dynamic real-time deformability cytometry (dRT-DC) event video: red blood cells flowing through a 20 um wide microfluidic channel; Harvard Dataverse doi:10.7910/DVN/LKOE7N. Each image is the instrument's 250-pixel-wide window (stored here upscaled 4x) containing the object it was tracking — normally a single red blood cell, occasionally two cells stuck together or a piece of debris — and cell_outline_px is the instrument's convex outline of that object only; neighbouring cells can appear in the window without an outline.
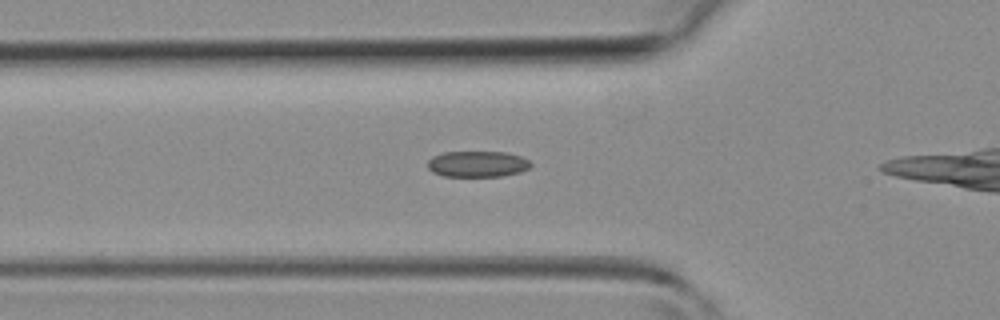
{"species": "common noctule bat (a hibernating species)", "species_latin": "Nyctalus noctula", "temperature_condition": "room temperature", "stored_images_in_passage": 18, "camera_frame_rate_fps": 3000, "um_per_image_px": 0.085, "animal": {"sex": "female", "body_mass_g": 19.3, "forearm_length_mm": 54.1}, "frame": {"image": 1, "passage_image": 3, "time_ms": 0.667, "image_size_px": [1000, 320], "cell_outline_px": [[532, 164], [528, 168], [520, 172], [500, 176], [444, 176], [432, 172], [428, 168], [428, 160], [432, 156], [444, 152], [504, 152], [520, 156], [528, 160]], "centroid_in_image_um": [40.56, 13.94], "position_along_channel_um": 85.2, "area_um2": 15.55}}
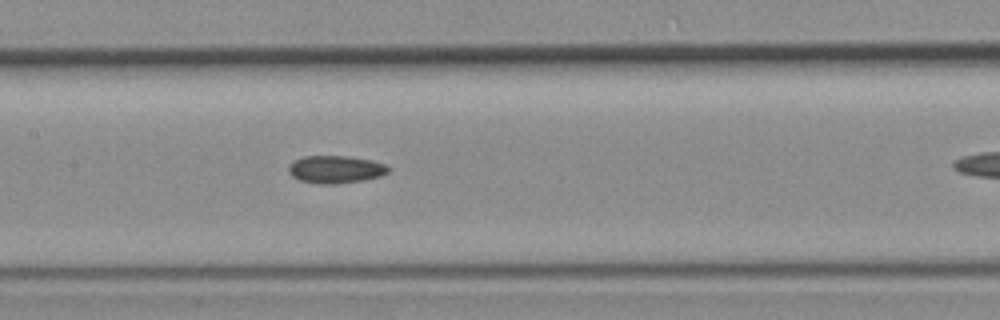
{"frame": {"image": 2, "passage_image": 9, "time_ms": 2.667, "image_size_px": [1000, 320], "cell_outline_px": [[388, 172], [380, 176], [364, 180], [336, 184], [320, 184], [300, 180], [292, 176], [288, 172], [288, 164], [292, 160], [304, 156], [348, 156], [372, 160], [384, 164], [388, 168]], "centroid_in_image_um": [28.47, 14.39], "position_along_channel_um": 178.9, "area_um2": 16.13}}
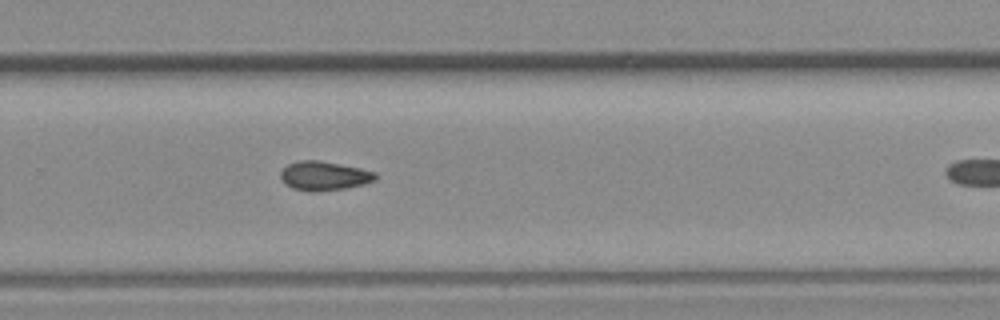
{"frame": {"image": 3, "passage_image": 17, "time_ms": 5.333, "image_size_px": [1000, 320], "cell_outline_px": [[376, 180], [364, 184], [344, 188], [312, 192], [292, 188], [284, 184], [280, 176], [280, 172], [288, 164], [300, 160], [320, 160], [360, 168], [376, 172]], "centroid_in_image_um": [27.53, 14.94], "position_along_channel_um": 302.3, "area_um2": 16.07}}